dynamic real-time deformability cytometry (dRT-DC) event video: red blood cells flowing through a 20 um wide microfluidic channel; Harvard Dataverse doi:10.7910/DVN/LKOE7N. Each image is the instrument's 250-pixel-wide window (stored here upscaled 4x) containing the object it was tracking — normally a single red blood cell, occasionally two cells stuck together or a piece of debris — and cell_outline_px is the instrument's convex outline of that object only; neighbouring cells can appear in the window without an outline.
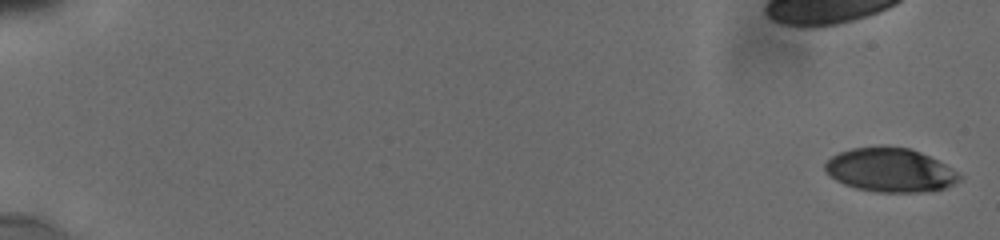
{"species": "human", "species_latin": "Homo sapiens", "temperature_condition": "cold", "stored_images_in_passage": 17, "camera_frame_rate_fps": 3000, "um_per_image_px": 0.085, "donor": {"sex": "male"}, "frame": {"image": 1, "passage_image": 1, "time_ms": 0.0, "image_size_px": [1000, 240], "cell_outline_px": [[964, 176], [960, 180], [944, 188], [924, 192], [876, 192], [856, 188], [844, 184], [836, 180], [824, 168], [824, 164], [832, 156], [840, 152], [852, 148], [880, 144], [908, 148], [920, 152], [944, 164]], "centroid_in_image_um": [75.66, 14.44], "position_along_channel_um": 9.3, "area_um2": 34.45}}
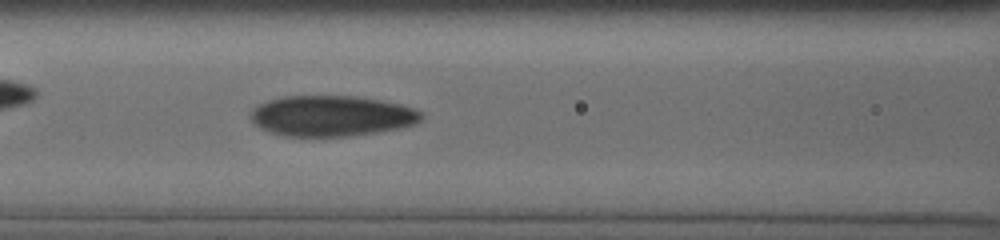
{"frame": {"image": 2, "passage_image": 17, "time_ms": 8.667, "image_size_px": [1000, 240], "cell_outline_px": [[420, 120], [416, 124], [400, 128], [376, 132], [348, 136], [284, 136], [260, 128], [252, 120], [248, 112], [252, 108], [268, 100], [284, 96], [352, 96], [380, 100], [400, 104], [412, 108], [420, 112]], "centroid_in_image_um": [28.14, 9.85], "position_along_channel_um": 138.5, "area_um2": 40.23}}